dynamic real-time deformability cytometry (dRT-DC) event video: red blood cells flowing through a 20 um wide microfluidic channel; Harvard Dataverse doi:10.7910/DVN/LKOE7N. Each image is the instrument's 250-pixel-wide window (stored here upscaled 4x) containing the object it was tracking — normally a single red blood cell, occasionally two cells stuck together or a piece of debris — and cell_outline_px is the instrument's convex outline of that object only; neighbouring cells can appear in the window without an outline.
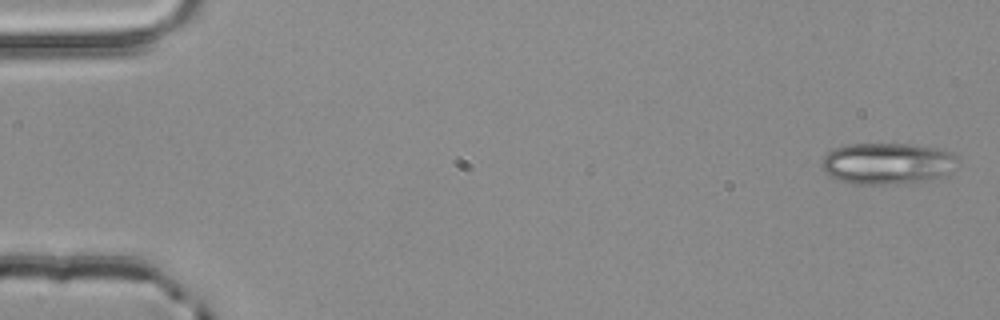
{"species": "common noctule bat (a hibernating species)", "species_latin": "Nyctalus noctula", "temperature_condition": "room temperature", "stored_images_in_passage": 4, "camera_frame_rate_fps": 3000, "um_per_image_px": 0.085, "animal": {"sex": "male", "body_mass_g": 20.4}, "frame": {"image": 1, "passage_image": 1, "time_ms": 0.0, "image_size_px": [1000, 320], "cell_outline_px": [[956, 156], [948, 172], [944, 176], [924, 180], [888, 184], [852, 184], [828, 176], [820, 168], [820, 164], [824, 156], [832, 148], [848, 144], [908, 144], [936, 148], [952, 152]], "centroid_in_image_um": [75.3, 13.89], "position_along_channel_um": 9.7, "area_um2": 32.54}}
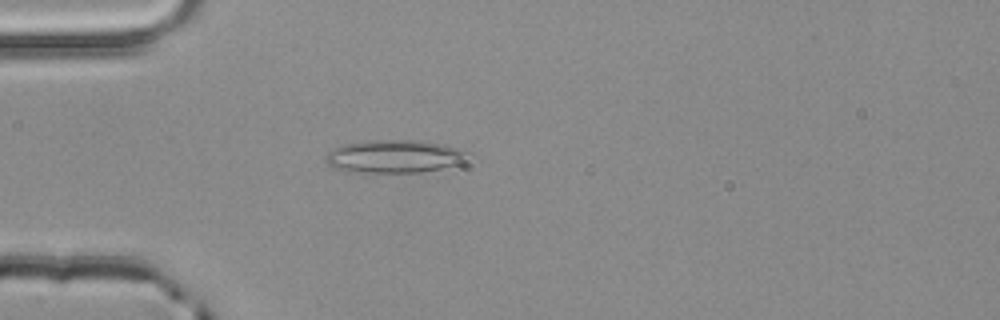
{"frame": {"image": 2, "passage_image": 4, "time_ms": 1.0, "image_size_px": [1000, 320], "cell_outline_px": [[472, 152], [460, 164], [420, 172], [364, 172], [336, 168], [328, 164], [324, 160], [324, 156], [328, 152], [336, 148], [348, 144], [376, 140], [416, 140], [444, 144]], "centroid_in_image_um": [33.59, 13.29], "position_along_channel_um": 51.4, "area_um2": 26.88}}